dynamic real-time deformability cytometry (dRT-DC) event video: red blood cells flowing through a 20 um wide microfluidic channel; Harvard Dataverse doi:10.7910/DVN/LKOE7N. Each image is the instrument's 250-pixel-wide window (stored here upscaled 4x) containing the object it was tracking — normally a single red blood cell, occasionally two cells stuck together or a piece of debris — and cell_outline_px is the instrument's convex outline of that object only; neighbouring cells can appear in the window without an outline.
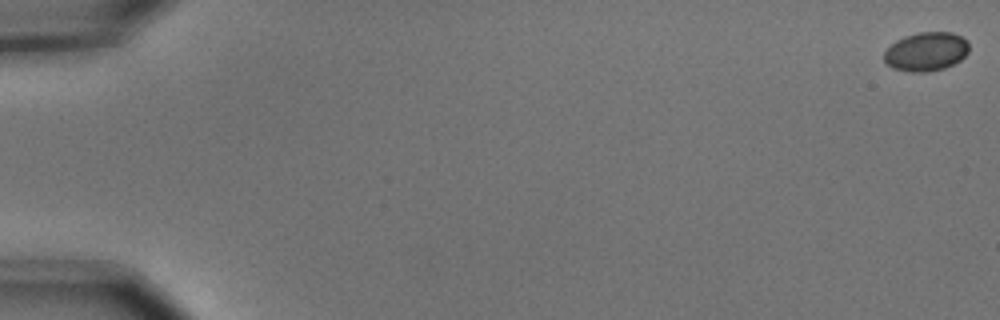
{"species": "common noctule bat (a hibernating species)", "species_latin": "Nyctalus noctula", "temperature_condition": "cold", "stored_images_in_passage": 5, "camera_frame_rate_fps": 3000, "um_per_image_px": 0.085, "animal": {"sex": "male", "body_mass_g": 15.6}, "frame": {"image": 1, "passage_image": 1, "time_ms": 0.0, "image_size_px": [1000, 320], "cell_outline_px": [[968, 52], [960, 60], [944, 68], [924, 72], [908, 72], [892, 68], [884, 60], [884, 52], [896, 40], [904, 36], [920, 32], [952, 32], [968, 40]], "centroid_in_image_um": [78.72, 4.38], "position_along_channel_um": 6.3, "area_um2": 19.19}}
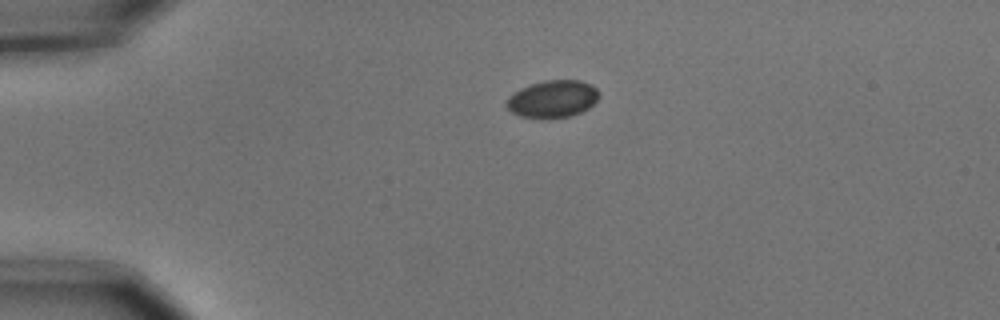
{"frame": {"image": 2, "passage_image": 4, "time_ms": 1.0, "image_size_px": [1000, 320], "cell_outline_px": [[600, 96], [588, 108], [580, 112], [568, 116], [540, 120], [520, 116], [512, 112], [504, 104], [508, 96], [520, 88], [544, 80], [580, 80], [592, 84], [600, 92]], "centroid_in_image_um": [46.95, 8.42], "position_along_channel_um": 38.0, "area_um2": 20.4}}